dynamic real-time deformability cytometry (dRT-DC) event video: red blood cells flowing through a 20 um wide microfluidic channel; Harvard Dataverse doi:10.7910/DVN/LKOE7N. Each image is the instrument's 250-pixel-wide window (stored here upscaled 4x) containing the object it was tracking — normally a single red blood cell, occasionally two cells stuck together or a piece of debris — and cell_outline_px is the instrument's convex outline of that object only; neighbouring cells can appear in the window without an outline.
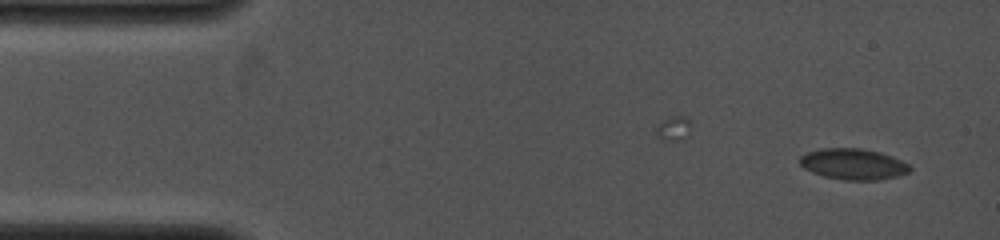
{"species": "common noctule bat (a hibernating species)", "species_latin": "Nyctalus noctula", "temperature_condition": "cold", "stored_images_in_passage": 37, "camera_frame_rate_fps": 4000, "um_per_image_px": 0.085, "animal": {"sex": "female", "body_mass_g": 19.0, "forearm_length_mm": 53.3}, "frame": {"image": 1, "passage_image": 1, "time_ms": 0.0, "image_size_px": [1000, 240], "cell_outline_px": [[912, 168], [908, 172], [896, 176], [880, 180], [844, 180], [824, 176], [812, 172], [804, 168], [800, 164], [800, 156], [808, 152], [820, 148], [860, 148], [880, 152], [892, 156], [908, 164]], "centroid_in_image_um": [72.52, 13.94], "position_along_channel_um": 12.5, "area_um2": 19.83}}
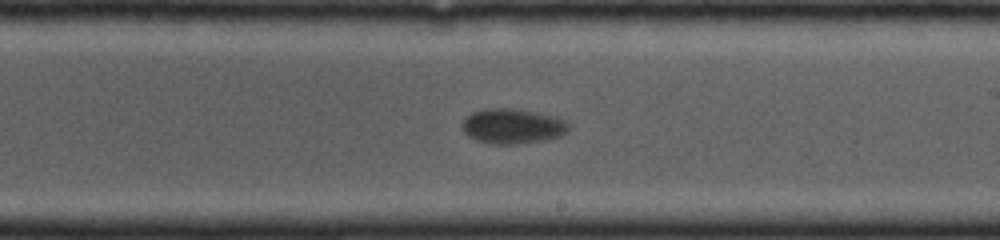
{"frame": {"image": 2, "passage_image": 22, "time_ms": 8.25, "image_size_px": [1000, 240], "cell_outline_px": [[572, 124], [560, 136], [544, 140], [512, 144], [492, 144], [476, 140], [468, 136], [460, 128], [460, 124], [464, 116], [472, 112], [484, 108], [512, 108], [536, 112], [556, 116]], "centroid_in_image_um": [43.51, 10.71], "position_along_channel_um": 245.5, "area_um2": 22.02}}
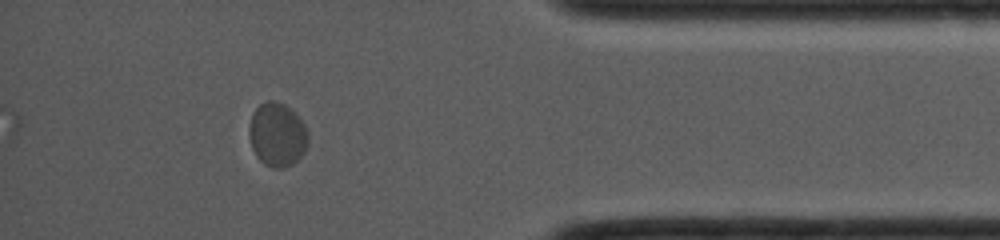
{"frame": {"image": 3, "passage_image": 37, "time_ms": 12.75, "image_size_px": [1000, 240], "cell_outline_px": [[308, 144], [304, 152], [292, 164], [284, 168], [272, 168], [264, 164], [256, 156], [252, 148], [248, 136], [248, 128], [252, 112], [264, 100], [272, 100], [284, 104], [304, 124], [308, 132]], "centroid_in_image_um": [23.53, 11.45], "position_along_channel_um": 411.7, "area_um2": 22.02}}